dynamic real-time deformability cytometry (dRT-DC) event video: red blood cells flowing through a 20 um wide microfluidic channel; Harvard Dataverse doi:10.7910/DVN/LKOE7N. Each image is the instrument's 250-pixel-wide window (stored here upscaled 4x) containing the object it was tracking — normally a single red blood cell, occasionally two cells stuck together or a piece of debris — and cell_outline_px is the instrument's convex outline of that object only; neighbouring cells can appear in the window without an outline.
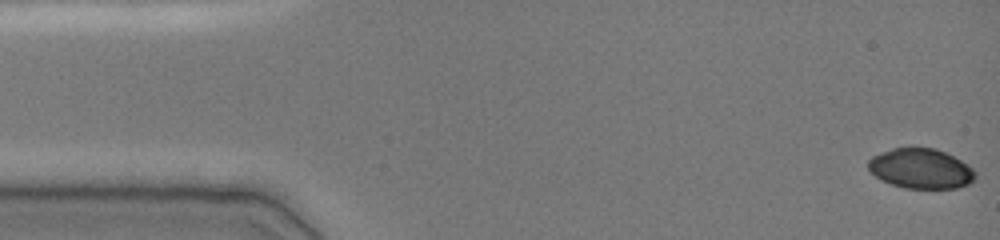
{"species": "common noctule bat (a hibernating species)", "species_latin": "Nyctalus noctula", "temperature_condition": "cold", "stored_images_in_passage": 48, "camera_frame_rate_fps": 3000, "um_per_image_px": 0.085, "animal": {"sex": "female", "body_mass_g": 19.0, "forearm_length_mm": 51.5}, "frame": {"image": 1, "passage_image": 1, "time_ms": 0.0, "image_size_px": [1000, 240], "cell_outline_px": [[976, 180], [968, 184], [956, 188], [904, 188], [880, 180], [868, 168], [868, 160], [872, 156], [892, 148], [932, 148], [944, 152], [968, 164], [976, 172]], "centroid_in_image_um": [78.28, 14.34], "position_along_channel_um": 6.7, "area_um2": 24.85}}
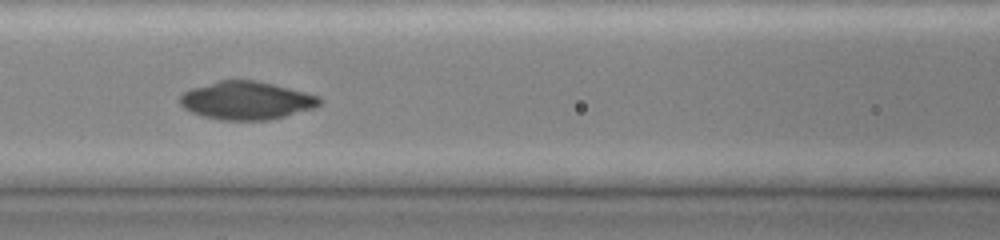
{"frame": {"image": 2, "passage_image": 27, "time_ms": 6.667, "image_size_px": [1000, 240], "cell_outline_px": [[324, 100], [316, 108], [268, 120], [220, 120], [204, 116], [192, 112], [184, 108], [180, 104], [180, 96], [184, 92], [192, 88], [216, 80], [256, 80], [320, 96]], "centroid_in_image_um": [20.96, 8.54], "position_along_channel_um": 145.6, "area_um2": 30.98}}
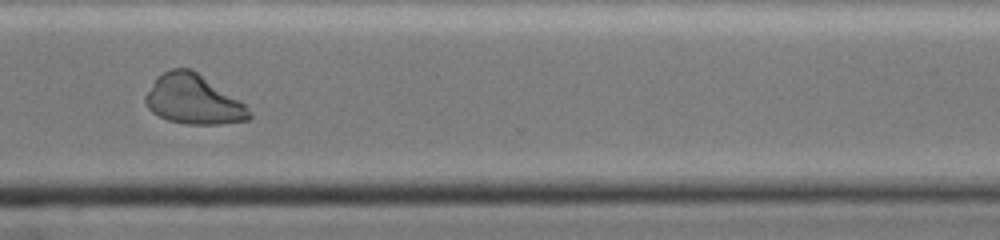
{"frame": {"image": 3, "passage_image": 47, "time_ms": 12.0, "image_size_px": [1000, 240], "cell_outline_px": [[252, 116], [248, 120], [220, 124], [188, 124], [168, 120], [152, 112], [148, 108], [144, 100], [144, 96], [156, 76], [172, 68], [192, 68], [244, 104], [252, 112]], "centroid_in_image_um": [16.41, 8.45], "position_along_channel_um": 354.2, "area_um2": 29.82}}